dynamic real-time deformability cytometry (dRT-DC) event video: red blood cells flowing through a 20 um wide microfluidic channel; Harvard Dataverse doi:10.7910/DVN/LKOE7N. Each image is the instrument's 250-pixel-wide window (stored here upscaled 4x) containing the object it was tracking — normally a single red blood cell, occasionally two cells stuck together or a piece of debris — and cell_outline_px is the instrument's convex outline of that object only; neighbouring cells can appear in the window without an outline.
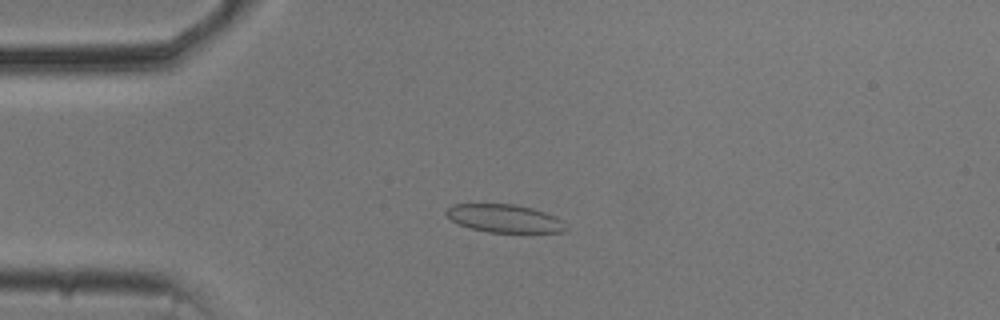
{"species": "common noctule bat (a hibernating species)", "species_latin": "Nyctalus noctula", "temperature_condition": "cold", "stored_images_in_passage": 53, "camera_frame_rate_fps": 3000, "um_per_image_px": 0.085, "animal": {"sex": "male", "body_mass_g": 20.5, "forearm_length_mm": 52.5}, "frame": {"image": 1, "passage_image": 12, "time_ms": 3.667, "image_size_px": [1000, 320], "cell_outline_px": [[568, 228], [564, 232], [488, 232], [472, 228], [460, 224], [452, 220], [444, 212], [452, 204], [516, 204], [532, 208], [556, 216], [564, 220]], "centroid_in_image_um": [42.93, 18.56], "position_along_channel_um": 42.1, "area_um2": 19.54}}
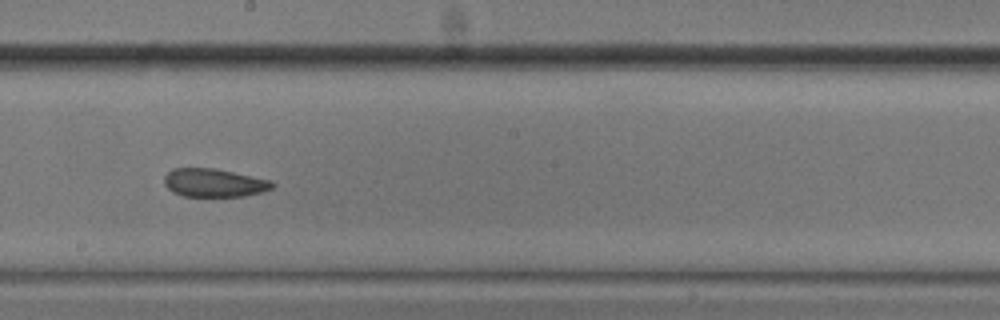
{"frame": {"image": 2, "passage_image": 29, "time_ms": 9.333, "image_size_px": [1000, 320], "cell_outline_px": [[276, 184], [272, 188], [260, 192], [244, 196], [184, 196], [172, 192], [164, 184], [164, 176], [172, 168], [216, 168], [272, 180]], "centroid_in_image_um": [18.2, 15.53], "position_along_channel_um": 230.0, "area_um2": 17.92}}
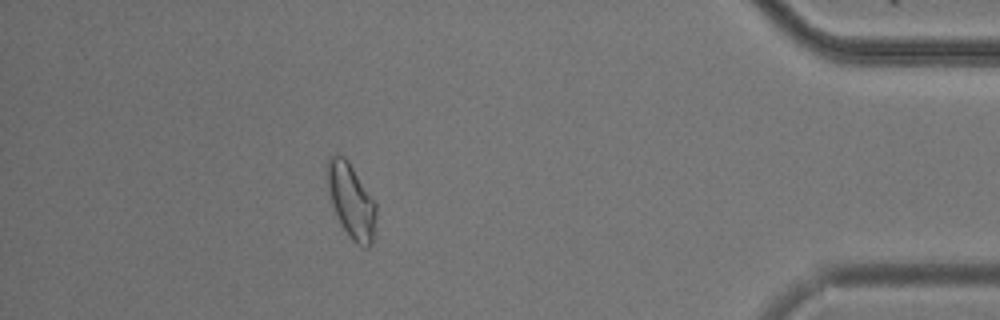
{"frame": {"image": 3, "passage_image": 47, "time_ms": 15.333, "image_size_px": [1000, 320], "cell_outline_px": [[376, 216], [372, 244], [368, 248], [364, 248], [356, 244], [352, 240], [340, 224], [332, 204], [328, 192], [324, 176], [324, 172], [328, 156], [336, 152], [344, 156], [348, 160], [376, 204]], "centroid_in_image_um": [29.8, 17.02], "position_along_channel_um": 405.4, "area_um2": 21.73}, "authors_computed_cell_mechanics": {"area_um2": 19.9988, "velocity_mm_per_s": 3.7018, "shape_relaxation_time_tau1_ms": null, "shape_relaxation_time_tau2_ms": 4.5231, "deformation_change_tau1": null, "deformation_change_tau2": 0.0944}}